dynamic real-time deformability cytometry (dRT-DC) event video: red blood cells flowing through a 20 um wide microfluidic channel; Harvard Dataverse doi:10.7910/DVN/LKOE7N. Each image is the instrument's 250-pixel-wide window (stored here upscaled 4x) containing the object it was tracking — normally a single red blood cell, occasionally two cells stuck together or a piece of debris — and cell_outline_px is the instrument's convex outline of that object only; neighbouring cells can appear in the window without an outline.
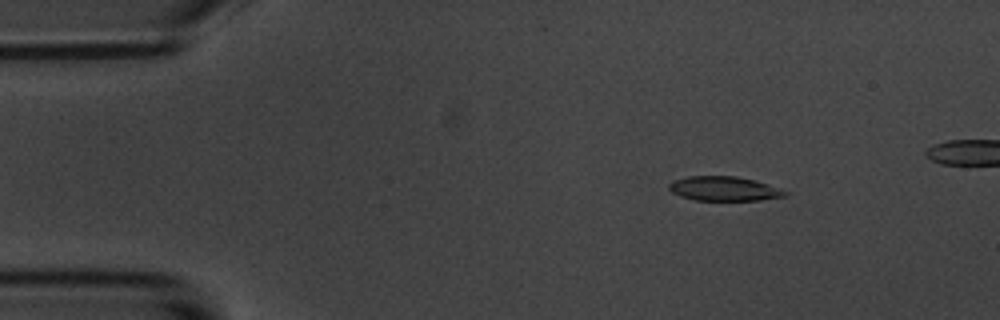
{"species": "common noctule bat (a hibernating species)", "species_latin": "Nyctalus noctula", "temperature_condition": "room temperature", "stored_images_in_passage": 52, "camera_frame_rate_fps": 3000, "um_per_image_px": 0.085, "animal": {"sex": "male", "body_mass_g": 20.1, "forearm_length_mm": 53.5}, "frame": {"image": 1, "passage_image": 8, "time_ms": 2.333, "image_size_px": [1000, 320], "cell_outline_px": [[788, 196], [760, 200], [692, 200], [680, 196], [672, 192], [668, 188], [668, 184], [672, 180], [688, 176], [736, 176], [756, 180], [788, 192]], "centroid_in_image_um": [61.51, 16.03], "position_along_channel_um": 23.5, "area_um2": 16.59}}
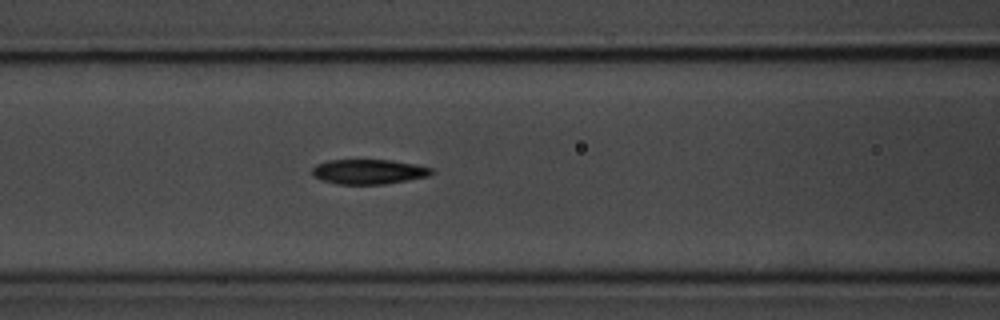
{"frame": {"image": 2, "passage_image": 23, "time_ms": 7.333, "image_size_px": [1000, 320], "cell_outline_px": [[436, 172], [428, 176], [408, 180], [384, 184], [340, 184], [324, 180], [316, 176], [312, 172], [312, 168], [316, 164], [328, 160], [392, 160], [416, 164], [432, 168]], "centroid_in_image_um": [31.39, 14.58], "position_along_channel_um": 135.2, "area_um2": 17.17}}
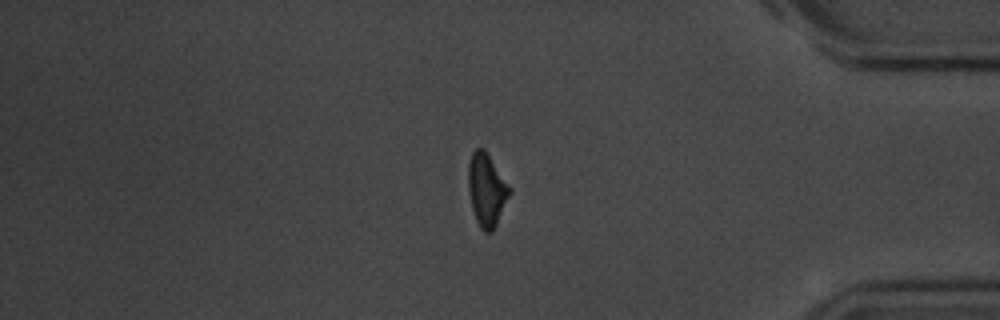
{"frame": {"image": 3, "passage_image": 47, "time_ms": 15.333, "image_size_px": [1000, 320], "cell_outline_px": [[512, 192], [492, 232], [484, 232], [480, 228], [476, 220], [472, 208], [468, 192], [468, 160], [472, 152], [476, 148], [484, 148], [512, 188]], "centroid_in_image_um": [41.37, 16.11], "position_along_channel_um": 393.8, "area_um2": 17.74}, "authors_computed_cell_mechanics": {"area_um2": 17.5134, "velocity_mm_per_s": 3.5824, "shape_relaxation_time_tau1_ms": 3.6022, "shape_relaxation_time_tau2_ms": 7.2197, "deformation_change_tau1": 0.1348, "deformation_change_tau2": 0.1438}}